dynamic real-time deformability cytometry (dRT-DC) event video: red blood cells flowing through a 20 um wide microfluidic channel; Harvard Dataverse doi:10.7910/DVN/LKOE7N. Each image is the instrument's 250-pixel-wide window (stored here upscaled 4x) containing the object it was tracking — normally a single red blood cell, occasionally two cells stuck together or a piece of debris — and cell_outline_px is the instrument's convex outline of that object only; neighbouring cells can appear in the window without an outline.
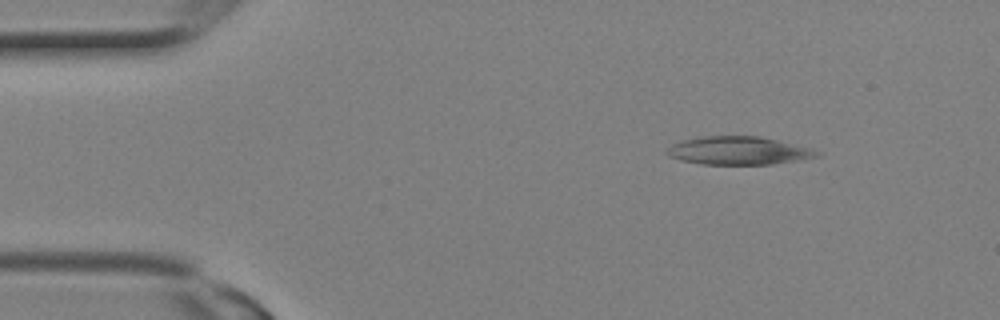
{"species": "Egyptian fruit bat (a non-hibernating species)", "species_latin": "Rousettus aegyptiacus", "temperature_condition": "room temperature", "stored_images_in_passage": 3, "camera_frame_rate_fps": 3000, "um_per_image_px": 0.085, "animal": {"sex": "female"}, "frame": {"image": 1, "passage_image": 3, "time_ms": 0.667, "image_size_px": [1000, 320], "cell_outline_px": [[824, 152], [820, 156], [772, 164], [700, 164], [680, 160], [668, 156], [664, 152], [672, 144], [684, 140], [704, 136], [760, 136], [812, 148]], "centroid_in_image_um": [62.79, 12.8], "position_along_channel_um": 22.2, "area_um2": 24.62}}